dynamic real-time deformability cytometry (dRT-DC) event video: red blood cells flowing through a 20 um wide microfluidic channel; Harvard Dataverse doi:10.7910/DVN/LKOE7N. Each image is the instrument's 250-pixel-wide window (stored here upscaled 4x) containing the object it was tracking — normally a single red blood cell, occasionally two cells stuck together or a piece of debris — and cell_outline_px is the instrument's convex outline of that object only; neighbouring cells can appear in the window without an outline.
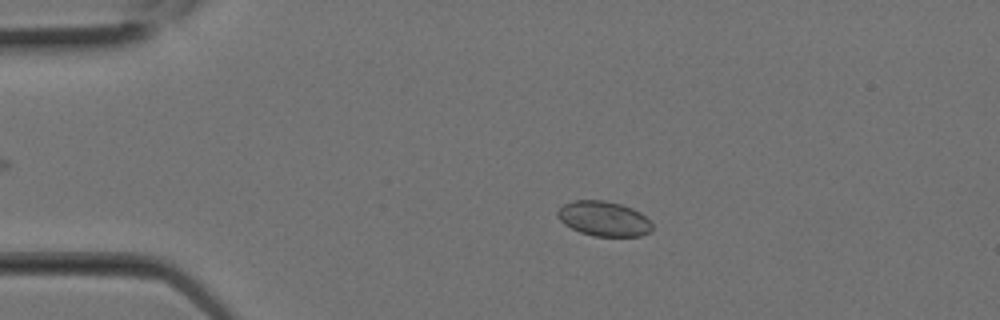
{"species": "Egyptian fruit bat (a non-hibernating species)", "species_latin": "Rousettus aegyptiacus", "temperature_condition": "room temperature", "stored_images_in_passage": 3, "camera_frame_rate_fps": 3000, "um_per_image_px": 0.085, "animal": {"sex": "female"}, "frame": {"image": 1, "passage_image": 2, "time_ms": 0.333, "image_size_px": [1000, 320], "cell_outline_px": [[652, 232], [640, 236], [592, 236], [580, 232], [564, 224], [560, 220], [556, 212], [564, 204], [572, 200], [604, 200], [620, 204], [632, 208], [640, 212], [652, 224]], "centroid_in_image_um": [51.32, 18.59], "position_along_channel_um": 33.7, "area_um2": 19.25}}
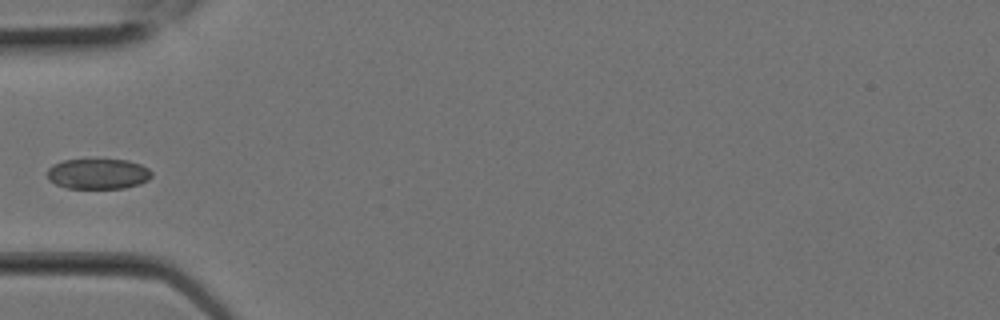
{"frame": {"image": 2, "passage_image": 3, "time_ms": 0.667, "image_size_px": [1000, 320], "cell_outline_px": [[152, 176], [148, 180], [140, 184], [124, 188], [68, 188], [56, 184], [48, 180], [48, 168], [52, 164], [64, 160], [96, 156], [128, 160], [140, 164], [148, 168], [152, 172]], "centroid_in_image_um": [8.34, 14.72], "position_along_channel_um": 76.7, "area_um2": 19.42}}